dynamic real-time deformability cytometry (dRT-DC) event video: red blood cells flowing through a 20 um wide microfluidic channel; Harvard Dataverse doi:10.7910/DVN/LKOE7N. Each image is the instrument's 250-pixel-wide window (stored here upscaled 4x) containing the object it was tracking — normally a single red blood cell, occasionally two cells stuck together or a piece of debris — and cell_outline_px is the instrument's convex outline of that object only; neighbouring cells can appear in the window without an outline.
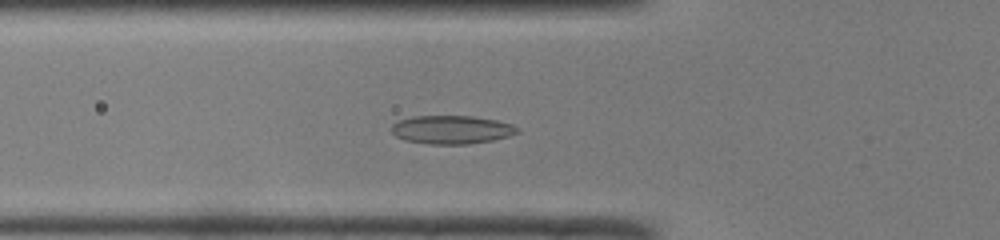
{"species": "common noctule bat (a hibernating species)", "species_latin": "Nyctalus noctula", "temperature_condition": "room temperature", "stored_images_in_passage": 45, "camera_frame_rate_fps": 3000, "um_per_image_px": 0.085, "animal": {"sex": "male", "body_mass_g": 19.0, "forearm_length_mm": 50.8}, "frame": {"image": 1, "passage_image": 13, "time_ms": 4.0, "image_size_px": [1000, 240], "cell_outline_px": [[520, 132], [508, 136], [492, 140], [468, 144], [428, 144], [404, 140], [396, 136], [392, 132], [392, 124], [400, 120], [412, 116], [472, 116], [496, 120], [512, 124], [520, 128]], "centroid_in_image_um": [38.4, 11.02], "position_along_channel_um": 87.4, "area_um2": 20.87}}
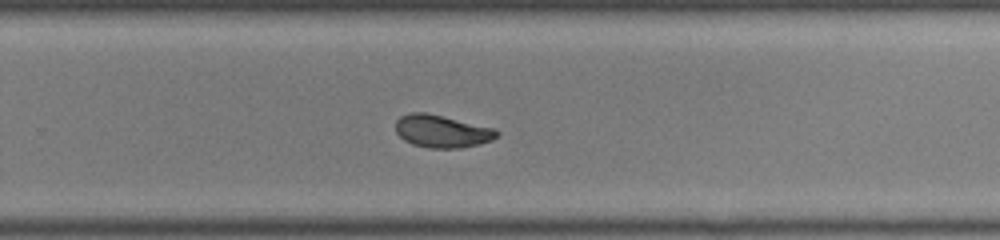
{"frame": {"image": 2, "passage_image": 28, "time_ms": 9.0, "image_size_px": [1000, 240], "cell_outline_px": [[500, 132], [492, 140], [460, 148], [428, 148], [412, 144], [404, 140], [396, 132], [396, 120], [400, 116], [412, 112], [424, 112], [496, 128]], "centroid_in_image_um": [37.55, 11.15], "position_along_channel_um": 292.3, "area_um2": 19.13}}
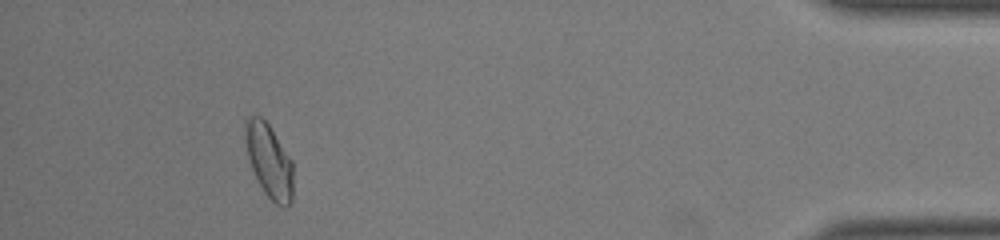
{"frame": {"image": 3, "passage_image": 41, "time_ms": 13.333, "image_size_px": [1000, 240], "cell_outline_px": [[292, 200], [288, 208], [276, 204], [264, 192], [252, 168], [248, 156], [244, 140], [244, 120], [248, 116], [260, 116], [268, 124], [292, 160]], "centroid_in_image_um": [22.86, 13.65], "position_along_channel_um": 412.3, "area_um2": 20.46}, "authors_computed_cell_mechanics": {"area_um2": 20.1144, "velocity_mm_per_s": 4.0983, "shape_relaxation_time_tau1_ms": null, "shape_relaxation_time_tau2_ms": 1.8967, "deformation_change_tau1": null, "deformation_change_tau2": 0.0665}}